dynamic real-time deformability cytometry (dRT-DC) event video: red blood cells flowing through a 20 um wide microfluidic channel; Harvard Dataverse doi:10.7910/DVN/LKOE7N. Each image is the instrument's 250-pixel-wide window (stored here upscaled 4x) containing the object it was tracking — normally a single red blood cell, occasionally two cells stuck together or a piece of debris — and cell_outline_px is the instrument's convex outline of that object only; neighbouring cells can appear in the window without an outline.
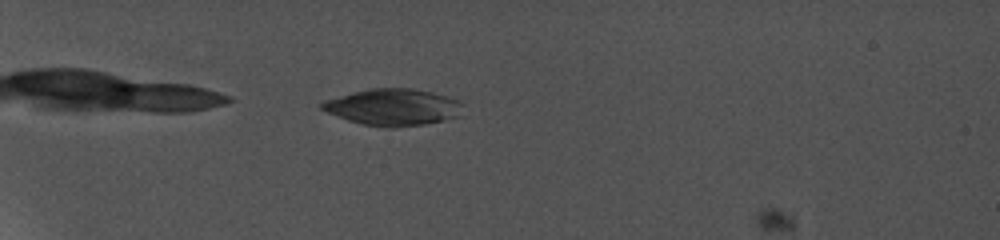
{"species": "common noctule bat (a hibernating species)", "species_latin": "Nyctalus noctula", "temperature_condition": "cold", "stored_images_in_passage": 3, "camera_frame_rate_fps": 5000, "um_per_image_px": 0.085, "animal": {"sex": "female", "body_mass_g": 19.0, "forearm_length_mm": 56.7}, "frame": {"image": 1, "passage_image": 2, "time_ms": 1.4, "image_size_px": [1000, 240], "cell_outline_px": [[464, 104], [460, 116], [420, 124], [364, 124], [328, 112], [320, 108], [320, 104], [328, 100], [352, 92], [372, 88], [412, 88], [432, 92], [456, 100]], "centroid_in_image_um": [33.45, 9.05], "position_along_channel_um": 51.5, "area_um2": 28.55}}